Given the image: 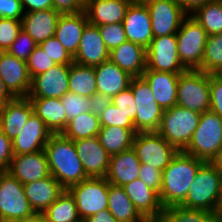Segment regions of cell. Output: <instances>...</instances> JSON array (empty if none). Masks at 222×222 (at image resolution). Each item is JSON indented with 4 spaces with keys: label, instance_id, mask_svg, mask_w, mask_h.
<instances>
[{
    "label": "cell",
    "instance_id": "6da1fadb",
    "mask_svg": "<svg viewBox=\"0 0 222 222\" xmlns=\"http://www.w3.org/2000/svg\"><path fill=\"white\" fill-rule=\"evenodd\" d=\"M51 175L65 188L87 179L74 141L62 133L52 134L44 147Z\"/></svg>",
    "mask_w": 222,
    "mask_h": 222
},
{
    "label": "cell",
    "instance_id": "7a4b0ae2",
    "mask_svg": "<svg viewBox=\"0 0 222 222\" xmlns=\"http://www.w3.org/2000/svg\"><path fill=\"white\" fill-rule=\"evenodd\" d=\"M204 161L183 151L172 158L162 173V188L159 194L164 208L179 205L192 185L195 175Z\"/></svg>",
    "mask_w": 222,
    "mask_h": 222
},
{
    "label": "cell",
    "instance_id": "3957f363",
    "mask_svg": "<svg viewBox=\"0 0 222 222\" xmlns=\"http://www.w3.org/2000/svg\"><path fill=\"white\" fill-rule=\"evenodd\" d=\"M221 184L222 171L212 162H204L198 169L186 198L179 205L188 209H202L215 213Z\"/></svg>",
    "mask_w": 222,
    "mask_h": 222
},
{
    "label": "cell",
    "instance_id": "277c9868",
    "mask_svg": "<svg viewBox=\"0 0 222 222\" xmlns=\"http://www.w3.org/2000/svg\"><path fill=\"white\" fill-rule=\"evenodd\" d=\"M222 146V119L212 111L201 114L199 124L183 152L212 162Z\"/></svg>",
    "mask_w": 222,
    "mask_h": 222
},
{
    "label": "cell",
    "instance_id": "5b68a950",
    "mask_svg": "<svg viewBox=\"0 0 222 222\" xmlns=\"http://www.w3.org/2000/svg\"><path fill=\"white\" fill-rule=\"evenodd\" d=\"M200 118V113L175 105L163 110L157 132L178 151H183L188 146Z\"/></svg>",
    "mask_w": 222,
    "mask_h": 222
},
{
    "label": "cell",
    "instance_id": "8992f818",
    "mask_svg": "<svg viewBox=\"0 0 222 222\" xmlns=\"http://www.w3.org/2000/svg\"><path fill=\"white\" fill-rule=\"evenodd\" d=\"M177 105L202 114L210 110V74L198 69L180 73Z\"/></svg>",
    "mask_w": 222,
    "mask_h": 222
},
{
    "label": "cell",
    "instance_id": "52a82bcc",
    "mask_svg": "<svg viewBox=\"0 0 222 222\" xmlns=\"http://www.w3.org/2000/svg\"><path fill=\"white\" fill-rule=\"evenodd\" d=\"M177 53L183 66L188 69L201 70L207 34L203 27L187 15L176 33Z\"/></svg>",
    "mask_w": 222,
    "mask_h": 222
},
{
    "label": "cell",
    "instance_id": "ba28073f",
    "mask_svg": "<svg viewBox=\"0 0 222 222\" xmlns=\"http://www.w3.org/2000/svg\"><path fill=\"white\" fill-rule=\"evenodd\" d=\"M34 214L23 184L9 172H0V222L23 221Z\"/></svg>",
    "mask_w": 222,
    "mask_h": 222
},
{
    "label": "cell",
    "instance_id": "9c48e42d",
    "mask_svg": "<svg viewBox=\"0 0 222 222\" xmlns=\"http://www.w3.org/2000/svg\"><path fill=\"white\" fill-rule=\"evenodd\" d=\"M109 185L106 178L88 177L67 189L74 197L81 220L108 208Z\"/></svg>",
    "mask_w": 222,
    "mask_h": 222
},
{
    "label": "cell",
    "instance_id": "30bf717a",
    "mask_svg": "<svg viewBox=\"0 0 222 222\" xmlns=\"http://www.w3.org/2000/svg\"><path fill=\"white\" fill-rule=\"evenodd\" d=\"M146 167L163 171L171 162L178 150L168 143L158 132H138L132 147Z\"/></svg>",
    "mask_w": 222,
    "mask_h": 222
},
{
    "label": "cell",
    "instance_id": "8fae6325",
    "mask_svg": "<svg viewBox=\"0 0 222 222\" xmlns=\"http://www.w3.org/2000/svg\"><path fill=\"white\" fill-rule=\"evenodd\" d=\"M130 87L137 107L135 131L137 133L157 132L161 124L163 110L155 100L149 84L142 77H133Z\"/></svg>",
    "mask_w": 222,
    "mask_h": 222
},
{
    "label": "cell",
    "instance_id": "7c38bea8",
    "mask_svg": "<svg viewBox=\"0 0 222 222\" xmlns=\"http://www.w3.org/2000/svg\"><path fill=\"white\" fill-rule=\"evenodd\" d=\"M146 68L149 70L183 73L187 69L177 53L176 34L154 37L146 49Z\"/></svg>",
    "mask_w": 222,
    "mask_h": 222
},
{
    "label": "cell",
    "instance_id": "4fadbf2b",
    "mask_svg": "<svg viewBox=\"0 0 222 222\" xmlns=\"http://www.w3.org/2000/svg\"><path fill=\"white\" fill-rule=\"evenodd\" d=\"M146 6L154 37L176 34L188 15L176 0H154Z\"/></svg>",
    "mask_w": 222,
    "mask_h": 222
},
{
    "label": "cell",
    "instance_id": "5bb4252c",
    "mask_svg": "<svg viewBox=\"0 0 222 222\" xmlns=\"http://www.w3.org/2000/svg\"><path fill=\"white\" fill-rule=\"evenodd\" d=\"M70 65L57 64L31 79L28 98H62L69 92Z\"/></svg>",
    "mask_w": 222,
    "mask_h": 222
},
{
    "label": "cell",
    "instance_id": "9a60e30c",
    "mask_svg": "<svg viewBox=\"0 0 222 222\" xmlns=\"http://www.w3.org/2000/svg\"><path fill=\"white\" fill-rule=\"evenodd\" d=\"M0 77L14 98L28 96L31 77L27 62L18 59L7 51H0Z\"/></svg>",
    "mask_w": 222,
    "mask_h": 222
},
{
    "label": "cell",
    "instance_id": "2e32d148",
    "mask_svg": "<svg viewBox=\"0 0 222 222\" xmlns=\"http://www.w3.org/2000/svg\"><path fill=\"white\" fill-rule=\"evenodd\" d=\"M75 149L83 164L87 177L105 178L110 155L102 147L97 137L75 140Z\"/></svg>",
    "mask_w": 222,
    "mask_h": 222
},
{
    "label": "cell",
    "instance_id": "e0dca14e",
    "mask_svg": "<svg viewBox=\"0 0 222 222\" xmlns=\"http://www.w3.org/2000/svg\"><path fill=\"white\" fill-rule=\"evenodd\" d=\"M7 172L22 184L34 183L51 175L44 150L35 153L14 155Z\"/></svg>",
    "mask_w": 222,
    "mask_h": 222
},
{
    "label": "cell",
    "instance_id": "ac0fdd59",
    "mask_svg": "<svg viewBox=\"0 0 222 222\" xmlns=\"http://www.w3.org/2000/svg\"><path fill=\"white\" fill-rule=\"evenodd\" d=\"M51 135L44 122L33 113L21 132L12 140L13 154L23 155L44 150Z\"/></svg>",
    "mask_w": 222,
    "mask_h": 222
},
{
    "label": "cell",
    "instance_id": "d6986e66",
    "mask_svg": "<svg viewBox=\"0 0 222 222\" xmlns=\"http://www.w3.org/2000/svg\"><path fill=\"white\" fill-rule=\"evenodd\" d=\"M110 51L106 48L98 26L87 23L79 43L78 50L73 56V62L95 67L109 59Z\"/></svg>",
    "mask_w": 222,
    "mask_h": 222
},
{
    "label": "cell",
    "instance_id": "ffe728a7",
    "mask_svg": "<svg viewBox=\"0 0 222 222\" xmlns=\"http://www.w3.org/2000/svg\"><path fill=\"white\" fill-rule=\"evenodd\" d=\"M127 41L142 45L147 49L152 39L151 17L146 5L130 4L123 20Z\"/></svg>",
    "mask_w": 222,
    "mask_h": 222
},
{
    "label": "cell",
    "instance_id": "44dd1931",
    "mask_svg": "<svg viewBox=\"0 0 222 222\" xmlns=\"http://www.w3.org/2000/svg\"><path fill=\"white\" fill-rule=\"evenodd\" d=\"M34 113L28 97H15L0 106V128L13 140L23 129L26 121Z\"/></svg>",
    "mask_w": 222,
    "mask_h": 222
},
{
    "label": "cell",
    "instance_id": "7402d4cb",
    "mask_svg": "<svg viewBox=\"0 0 222 222\" xmlns=\"http://www.w3.org/2000/svg\"><path fill=\"white\" fill-rule=\"evenodd\" d=\"M129 199L146 220H160L164 211L159 194L147 186L142 180L122 186Z\"/></svg>",
    "mask_w": 222,
    "mask_h": 222
},
{
    "label": "cell",
    "instance_id": "603a6c76",
    "mask_svg": "<svg viewBox=\"0 0 222 222\" xmlns=\"http://www.w3.org/2000/svg\"><path fill=\"white\" fill-rule=\"evenodd\" d=\"M180 73L146 70L142 78L149 84L158 105L162 110L177 105V87Z\"/></svg>",
    "mask_w": 222,
    "mask_h": 222
},
{
    "label": "cell",
    "instance_id": "cb8c5ba5",
    "mask_svg": "<svg viewBox=\"0 0 222 222\" xmlns=\"http://www.w3.org/2000/svg\"><path fill=\"white\" fill-rule=\"evenodd\" d=\"M54 8L47 10L24 12L21 19L22 30L39 45L41 42L55 35L60 17Z\"/></svg>",
    "mask_w": 222,
    "mask_h": 222
},
{
    "label": "cell",
    "instance_id": "d4e9b609",
    "mask_svg": "<svg viewBox=\"0 0 222 222\" xmlns=\"http://www.w3.org/2000/svg\"><path fill=\"white\" fill-rule=\"evenodd\" d=\"M141 162L133 148L110 156L105 178L110 184L124 186L139 178Z\"/></svg>",
    "mask_w": 222,
    "mask_h": 222
},
{
    "label": "cell",
    "instance_id": "484cf974",
    "mask_svg": "<svg viewBox=\"0 0 222 222\" xmlns=\"http://www.w3.org/2000/svg\"><path fill=\"white\" fill-rule=\"evenodd\" d=\"M130 4V0H86L85 12L96 26L122 23Z\"/></svg>",
    "mask_w": 222,
    "mask_h": 222
},
{
    "label": "cell",
    "instance_id": "4316f807",
    "mask_svg": "<svg viewBox=\"0 0 222 222\" xmlns=\"http://www.w3.org/2000/svg\"><path fill=\"white\" fill-rule=\"evenodd\" d=\"M25 195L35 213H43L65 188L52 176L23 184Z\"/></svg>",
    "mask_w": 222,
    "mask_h": 222
},
{
    "label": "cell",
    "instance_id": "83f0119b",
    "mask_svg": "<svg viewBox=\"0 0 222 222\" xmlns=\"http://www.w3.org/2000/svg\"><path fill=\"white\" fill-rule=\"evenodd\" d=\"M87 23L88 17L85 11L61 14L58 19L54 36L72 57L78 50Z\"/></svg>",
    "mask_w": 222,
    "mask_h": 222
},
{
    "label": "cell",
    "instance_id": "f1b7e54d",
    "mask_svg": "<svg viewBox=\"0 0 222 222\" xmlns=\"http://www.w3.org/2000/svg\"><path fill=\"white\" fill-rule=\"evenodd\" d=\"M94 69L97 93L110 95L111 97L127 89L133 78L110 59L95 66Z\"/></svg>",
    "mask_w": 222,
    "mask_h": 222
},
{
    "label": "cell",
    "instance_id": "f546056e",
    "mask_svg": "<svg viewBox=\"0 0 222 222\" xmlns=\"http://www.w3.org/2000/svg\"><path fill=\"white\" fill-rule=\"evenodd\" d=\"M109 59L133 77H141L146 70V49L131 41L112 49Z\"/></svg>",
    "mask_w": 222,
    "mask_h": 222
},
{
    "label": "cell",
    "instance_id": "4dcf8cb0",
    "mask_svg": "<svg viewBox=\"0 0 222 222\" xmlns=\"http://www.w3.org/2000/svg\"><path fill=\"white\" fill-rule=\"evenodd\" d=\"M34 113L52 134L62 133L67 126L66 112L61 98H29Z\"/></svg>",
    "mask_w": 222,
    "mask_h": 222
},
{
    "label": "cell",
    "instance_id": "1f68e13d",
    "mask_svg": "<svg viewBox=\"0 0 222 222\" xmlns=\"http://www.w3.org/2000/svg\"><path fill=\"white\" fill-rule=\"evenodd\" d=\"M118 222H146L122 186L109 185L108 208Z\"/></svg>",
    "mask_w": 222,
    "mask_h": 222
},
{
    "label": "cell",
    "instance_id": "d6a6232c",
    "mask_svg": "<svg viewBox=\"0 0 222 222\" xmlns=\"http://www.w3.org/2000/svg\"><path fill=\"white\" fill-rule=\"evenodd\" d=\"M135 128L120 126L101 127L97 138L107 153L112 156L133 147Z\"/></svg>",
    "mask_w": 222,
    "mask_h": 222
},
{
    "label": "cell",
    "instance_id": "836d02e7",
    "mask_svg": "<svg viewBox=\"0 0 222 222\" xmlns=\"http://www.w3.org/2000/svg\"><path fill=\"white\" fill-rule=\"evenodd\" d=\"M69 92L91 97L97 93L96 76L94 67L73 62L69 71Z\"/></svg>",
    "mask_w": 222,
    "mask_h": 222
},
{
    "label": "cell",
    "instance_id": "e575fe53",
    "mask_svg": "<svg viewBox=\"0 0 222 222\" xmlns=\"http://www.w3.org/2000/svg\"><path fill=\"white\" fill-rule=\"evenodd\" d=\"M207 35L222 33V0H210L190 14Z\"/></svg>",
    "mask_w": 222,
    "mask_h": 222
},
{
    "label": "cell",
    "instance_id": "d590c367",
    "mask_svg": "<svg viewBox=\"0 0 222 222\" xmlns=\"http://www.w3.org/2000/svg\"><path fill=\"white\" fill-rule=\"evenodd\" d=\"M101 129L100 120L92 112L80 114L68 122L62 134L71 140L97 137Z\"/></svg>",
    "mask_w": 222,
    "mask_h": 222
},
{
    "label": "cell",
    "instance_id": "8d00e7d4",
    "mask_svg": "<svg viewBox=\"0 0 222 222\" xmlns=\"http://www.w3.org/2000/svg\"><path fill=\"white\" fill-rule=\"evenodd\" d=\"M42 214L48 222H76L81 220L74 197L67 189Z\"/></svg>",
    "mask_w": 222,
    "mask_h": 222
},
{
    "label": "cell",
    "instance_id": "74e56055",
    "mask_svg": "<svg viewBox=\"0 0 222 222\" xmlns=\"http://www.w3.org/2000/svg\"><path fill=\"white\" fill-rule=\"evenodd\" d=\"M161 222H222L213 212L202 209H188L180 205L164 208Z\"/></svg>",
    "mask_w": 222,
    "mask_h": 222
},
{
    "label": "cell",
    "instance_id": "f35d334b",
    "mask_svg": "<svg viewBox=\"0 0 222 222\" xmlns=\"http://www.w3.org/2000/svg\"><path fill=\"white\" fill-rule=\"evenodd\" d=\"M222 70V33L207 35L201 71L218 75Z\"/></svg>",
    "mask_w": 222,
    "mask_h": 222
},
{
    "label": "cell",
    "instance_id": "ab89813d",
    "mask_svg": "<svg viewBox=\"0 0 222 222\" xmlns=\"http://www.w3.org/2000/svg\"><path fill=\"white\" fill-rule=\"evenodd\" d=\"M63 108L66 112L67 124L73 118L89 112V98L83 97L81 95L67 92L61 98Z\"/></svg>",
    "mask_w": 222,
    "mask_h": 222
},
{
    "label": "cell",
    "instance_id": "60d3db41",
    "mask_svg": "<svg viewBox=\"0 0 222 222\" xmlns=\"http://www.w3.org/2000/svg\"><path fill=\"white\" fill-rule=\"evenodd\" d=\"M98 29L109 51L127 41L123 23L104 24L98 26Z\"/></svg>",
    "mask_w": 222,
    "mask_h": 222
},
{
    "label": "cell",
    "instance_id": "b9f144b4",
    "mask_svg": "<svg viewBox=\"0 0 222 222\" xmlns=\"http://www.w3.org/2000/svg\"><path fill=\"white\" fill-rule=\"evenodd\" d=\"M56 65L57 64L51 58H49L46 53H44L40 45H37L35 47L27 61L28 72L31 79L34 76L46 72L51 67H54Z\"/></svg>",
    "mask_w": 222,
    "mask_h": 222
},
{
    "label": "cell",
    "instance_id": "7bdbcfd3",
    "mask_svg": "<svg viewBox=\"0 0 222 222\" xmlns=\"http://www.w3.org/2000/svg\"><path fill=\"white\" fill-rule=\"evenodd\" d=\"M39 45L44 53H46L56 64L70 65L73 63V57L66 51L55 36L48 38Z\"/></svg>",
    "mask_w": 222,
    "mask_h": 222
},
{
    "label": "cell",
    "instance_id": "ee69618b",
    "mask_svg": "<svg viewBox=\"0 0 222 222\" xmlns=\"http://www.w3.org/2000/svg\"><path fill=\"white\" fill-rule=\"evenodd\" d=\"M21 30V20L0 18V51H7Z\"/></svg>",
    "mask_w": 222,
    "mask_h": 222
},
{
    "label": "cell",
    "instance_id": "f6af8a7d",
    "mask_svg": "<svg viewBox=\"0 0 222 222\" xmlns=\"http://www.w3.org/2000/svg\"><path fill=\"white\" fill-rule=\"evenodd\" d=\"M36 46L37 43L28 35V33L21 30L15 41L8 48L7 52L18 59L27 62L30 54Z\"/></svg>",
    "mask_w": 222,
    "mask_h": 222
},
{
    "label": "cell",
    "instance_id": "bcb514c9",
    "mask_svg": "<svg viewBox=\"0 0 222 222\" xmlns=\"http://www.w3.org/2000/svg\"><path fill=\"white\" fill-rule=\"evenodd\" d=\"M101 127L120 126L123 128H135L134 122L112 103L99 117Z\"/></svg>",
    "mask_w": 222,
    "mask_h": 222
},
{
    "label": "cell",
    "instance_id": "7dc6e473",
    "mask_svg": "<svg viewBox=\"0 0 222 222\" xmlns=\"http://www.w3.org/2000/svg\"><path fill=\"white\" fill-rule=\"evenodd\" d=\"M112 104L120 109L127 117H129L134 122L135 126L137 107L134 94L130 86L121 91L119 94L113 96Z\"/></svg>",
    "mask_w": 222,
    "mask_h": 222
},
{
    "label": "cell",
    "instance_id": "c3c4849f",
    "mask_svg": "<svg viewBox=\"0 0 222 222\" xmlns=\"http://www.w3.org/2000/svg\"><path fill=\"white\" fill-rule=\"evenodd\" d=\"M210 111L222 119V78L210 74Z\"/></svg>",
    "mask_w": 222,
    "mask_h": 222
},
{
    "label": "cell",
    "instance_id": "681fc988",
    "mask_svg": "<svg viewBox=\"0 0 222 222\" xmlns=\"http://www.w3.org/2000/svg\"><path fill=\"white\" fill-rule=\"evenodd\" d=\"M162 173L163 171L159 169L146 167V165L141 164L139 179L142 180L151 189L160 194L162 188Z\"/></svg>",
    "mask_w": 222,
    "mask_h": 222
},
{
    "label": "cell",
    "instance_id": "f907efd6",
    "mask_svg": "<svg viewBox=\"0 0 222 222\" xmlns=\"http://www.w3.org/2000/svg\"><path fill=\"white\" fill-rule=\"evenodd\" d=\"M23 15L20 0H0V18L21 20Z\"/></svg>",
    "mask_w": 222,
    "mask_h": 222
},
{
    "label": "cell",
    "instance_id": "816d5d0a",
    "mask_svg": "<svg viewBox=\"0 0 222 222\" xmlns=\"http://www.w3.org/2000/svg\"><path fill=\"white\" fill-rule=\"evenodd\" d=\"M13 156L12 140L0 128V172L8 170Z\"/></svg>",
    "mask_w": 222,
    "mask_h": 222
},
{
    "label": "cell",
    "instance_id": "f5cc1de1",
    "mask_svg": "<svg viewBox=\"0 0 222 222\" xmlns=\"http://www.w3.org/2000/svg\"><path fill=\"white\" fill-rule=\"evenodd\" d=\"M86 0H53V8L60 14L85 11Z\"/></svg>",
    "mask_w": 222,
    "mask_h": 222
},
{
    "label": "cell",
    "instance_id": "db71d44e",
    "mask_svg": "<svg viewBox=\"0 0 222 222\" xmlns=\"http://www.w3.org/2000/svg\"><path fill=\"white\" fill-rule=\"evenodd\" d=\"M111 103L110 95L96 93L89 97V110L99 118Z\"/></svg>",
    "mask_w": 222,
    "mask_h": 222
},
{
    "label": "cell",
    "instance_id": "11a10c76",
    "mask_svg": "<svg viewBox=\"0 0 222 222\" xmlns=\"http://www.w3.org/2000/svg\"><path fill=\"white\" fill-rule=\"evenodd\" d=\"M24 12H33L53 8V0H20Z\"/></svg>",
    "mask_w": 222,
    "mask_h": 222
},
{
    "label": "cell",
    "instance_id": "9f6ffc18",
    "mask_svg": "<svg viewBox=\"0 0 222 222\" xmlns=\"http://www.w3.org/2000/svg\"><path fill=\"white\" fill-rule=\"evenodd\" d=\"M84 222H118L108 209L99 211L93 216L87 217Z\"/></svg>",
    "mask_w": 222,
    "mask_h": 222
},
{
    "label": "cell",
    "instance_id": "6f0895ef",
    "mask_svg": "<svg viewBox=\"0 0 222 222\" xmlns=\"http://www.w3.org/2000/svg\"><path fill=\"white\" fill-rule=\"evenodd\" d=\"M183 10L190 15L193 13L197 8L203 6L210 0H176Z\"/></svg>",
    "mask_w": 222,
    "mask_h": 222
},
{
    "label": "cell",
    "instance_id": "680465c9",
    "mask_svg": "<svg viewBox=\"0 0 222 222\" xmlns=\"http://www.w3.org/2000/svg\"><path fill=\"white\" fill-rule=\"evenodd\" d=\"M14 97L6 89L3 80L0 77V106L7 101L12 100Z\"/></svg>",
    "mask_w": 222,
    "mask_h": 222
},
{
    "label": "cell",
    "instance_id": "91938a15",
    "mask_svg": "<svg viewBox=\"0 0 222 222\" xmlns=\"http://www.w3.org/2000/svg\"><path fill=\"white\" fill-rule=\"evenodd\" d=\"M17 222H48L47 218L41 213H35L32 217Z\"/></svg>",
    "mask_w": 222,
    "mask_h": 222
},
{
    "label": "cell",
    "instance_id": "94428289",
    "mask_svg": "<svg viewBox=\"0 0 222 222\" xmlns=\"http://www.w3.org/2000/svg\"><path fill=\"white\" fill-rule=\"evenodd\" d=\"M212 163L222 171V146L218 150V153L213 159Z\"/></svg>",
    "mask_w": 222,
    "mask_h": 222
},
{
    "label": "cell",
    "instance_id": "6125c7cd",
    "mask_svg": "<svg viewBox=\"0 0 222 222\" xmlns=\"http://www.w3.org/2000/svg\"><path fill=\"white\" fill-rule=\"evenodd\" d=\"M215 213H216V214L220 217V219L222 220V184H221L220 197H219V200H218V204H217Z\"/></svg>",
    "mask_w": 222,
    "mask_h": 222
},
{
    "label": "cell",
    "instance_id": "be15d7a7",
    "mask_svg": "<svg viewBox=\"0 0 222 222\" xmlns=\"http://www.w3.org/2000/svg\"><path fill=\"white\" fill-rule=\"evenodd\" d=\"M132 4L146 5L154 0H130Z\"/></svg>",
    "mask_w": 222,
    "mask_h": 222
},
{
    "label": "cell",
    "instance_id": "e7e4bbea",
    "mask_svg": "<svg viewBox=\"0 0 222 222\" xmlns=\"http://www.w3.org/2000/svg\"><path fill=\"white\" fill-rule=\"evenodd\" d=\"M146 222H161V220H147Z\"/></svg>",
    "mask_w": 222,
    "mask_h": 222
},
{
    "label": "cell",
    "instance_id": "03108f58",
    "mask_svg": "<svg viewBox=\"0 0 222 222\" xmlns=\"http://www.w3.org/2000/svg\"><path fill=\"white\" fill-rule=\"evenodd\" d=\"M218 76L222 78V70L219 72Z\"/></svg>",
    "mask_w": 222,
    "mask_h": 222
}]
</instances>
